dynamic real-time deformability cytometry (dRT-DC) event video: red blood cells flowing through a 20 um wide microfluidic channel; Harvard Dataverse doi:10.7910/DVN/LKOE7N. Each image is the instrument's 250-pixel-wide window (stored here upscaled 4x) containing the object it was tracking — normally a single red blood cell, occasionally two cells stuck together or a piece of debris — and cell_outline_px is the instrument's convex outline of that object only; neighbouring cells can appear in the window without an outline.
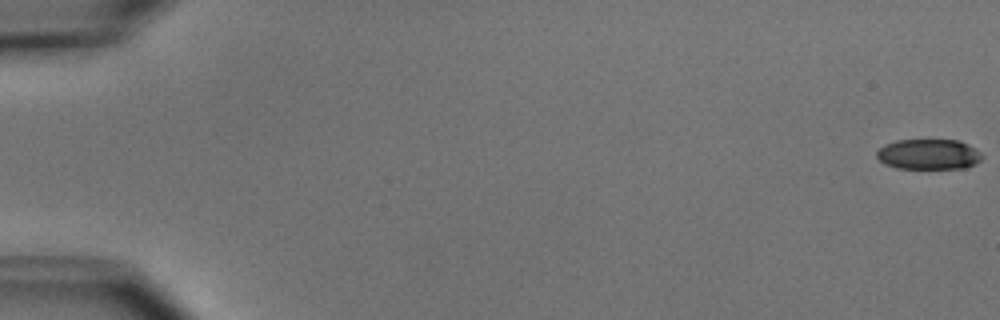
{"species": "common noctule bat (a hibernating species)", "species_latin": "Nyctalus noctula", "temperature_condition": "cold", "stored_images_in_passage": 54, "camera_frame_rate_fps": 3000, "um_per_image_px": 0.085, "animal": {"sex": "male", "body_mass_g": 15.6}, "frame": {"image": 1, "passage_image": 1, "time_ms": 0.0, "image_size_px": [1000, 320], "cell_outline_px": [[984, 156], [976, 164], [964, 168], [896, 168], [884, 164], [876, 156], [876, 152], [884, 144], [896, 140], [956, 140], [968, 144], [980, 152]], "centroid_in_image_um": [78.92, 13.11], "position_along_channel_um": 6.1, "area_um2": 18.67}}
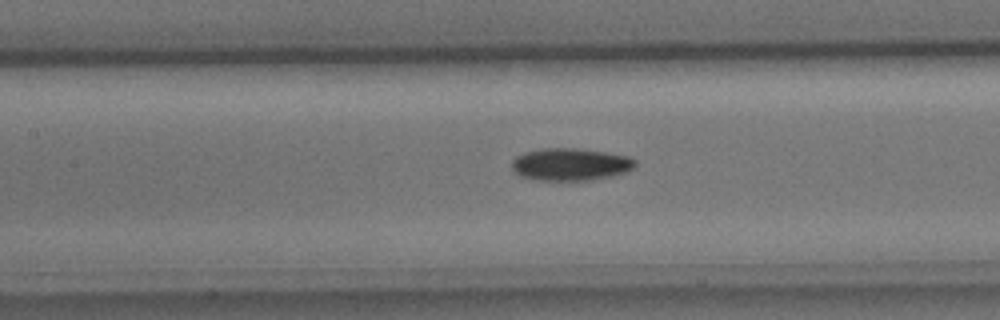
{"frame": {"image": 2, "passage_image": 26, "time_ms": 8.333, "image_size_px": [1000, 320], "cell_outline_px": [[636, 164], [632, 168], [624, 172], [612, 176], [592, 180], [536, 180], [520, 176], [512, 168], [512, 160], [516, 156], [524, 152], [544, 148], [576, 148], [604, 152], [628, 156], [636, 160]], "centroid_in_image_um": [48.47, 13.97], "position_along_channel_um": 158.9, "area_um2": 23.24}}
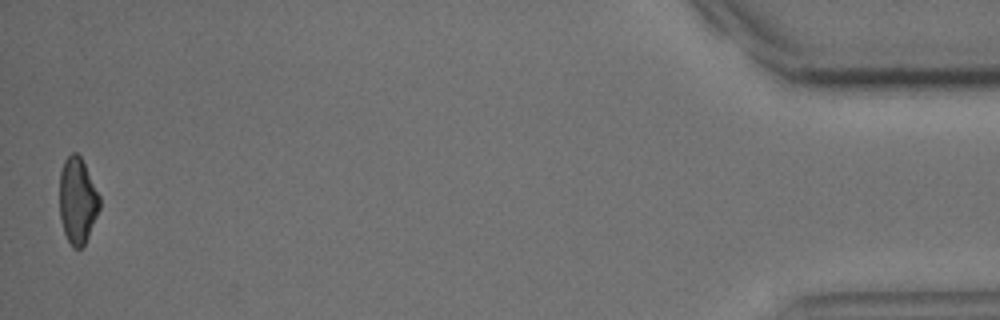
{"frame": {"image": 3, "passage_image": 54, "time_ms": 17.667, "image_size_px": [1000, 320], "cell_outline_px": [[100, 208], [88, 236], [84, 244], [80, 248], [72, 248], [64, 232], [60, 220], [60, 172], [64, 160], [72, 152], [76, 152], [80, 156], [100, 196]], "centroid_in_image_um": [6.58, 17.05], "position_along_channel_um": 428.6, "area_um2": 19.94}, "authors_computed_cell_mechanics": {"area_um2": 21.4149, "velocity_mm_per_s": 3.7944, "shape_relaxation_time_tau1_ms": 2.6725, "shape_relaxation_time_tau2_ms": null, "deformation_change_tau1": 0.1146, "deformation_change_tau2": null}}